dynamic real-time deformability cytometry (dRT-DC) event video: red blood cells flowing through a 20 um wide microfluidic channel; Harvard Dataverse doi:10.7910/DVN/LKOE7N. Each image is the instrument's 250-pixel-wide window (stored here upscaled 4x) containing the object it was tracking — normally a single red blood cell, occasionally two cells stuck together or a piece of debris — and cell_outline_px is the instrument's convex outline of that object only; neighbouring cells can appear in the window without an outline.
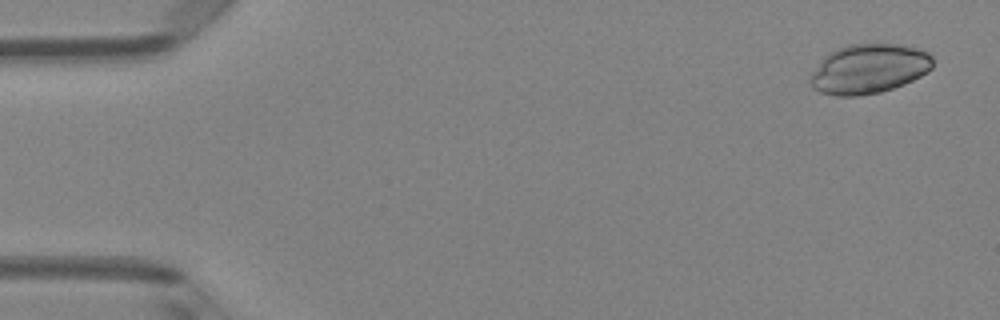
{"species": "Egyptian fruit bat (a non-hibernating species)", "species_latin": "Rousettus aegyptiacus", "temperature_condition": "room temperature", "stored_images_in_passage": 3, "camera_frame_rate_fps": 3000, "um_per_image_px": 0.085, "animal": {"sex": "female"}, "frame": {"image": 1, "passage_image": 1, "time_ms": 0.0, "image_size_px": [1000, 320], "cell_outline_px": [[932, 68], [928, 72], [904, 84], [880, 92], [860, 96], [836, 96], [820, 92], [812, 88], [808, 80], [808, 76], [820, 60], [828, 52], [836, 48], [852, 44], [896, 44], [916, 48], [928, 52], [932, 56]], "centroid_in_image_um": [73.8, 5.86], "position_along_channel_um": 11.2, "area_um2": 35.66}}